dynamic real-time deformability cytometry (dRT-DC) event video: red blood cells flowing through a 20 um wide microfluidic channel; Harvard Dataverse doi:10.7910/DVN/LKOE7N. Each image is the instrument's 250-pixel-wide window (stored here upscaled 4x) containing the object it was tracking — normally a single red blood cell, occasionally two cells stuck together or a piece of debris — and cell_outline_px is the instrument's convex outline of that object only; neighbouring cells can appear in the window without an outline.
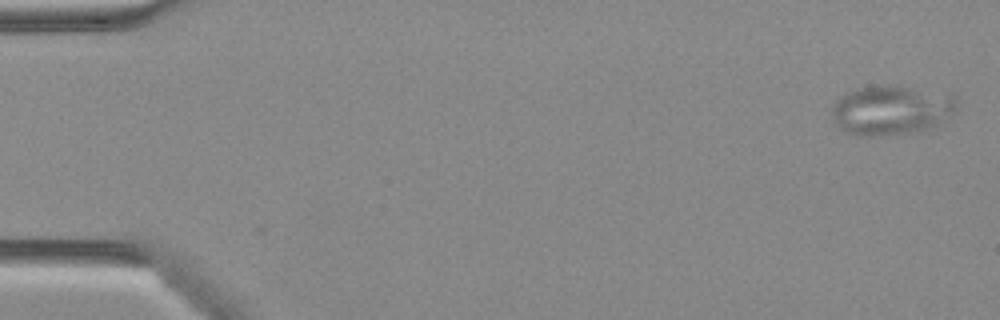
{"species": "Egyptian fruit bat (a non-hibernating species)", "species_latin": "Rousettus aegyptiacus", "temperature_condition": "warm", "stored_images_in_passage": 3, "camera_frame_rate_fps": 3000, "um_per_image_px": 0.085, "animal": {"sex": "female"}, "frame": {"image": 1, "passage_image": 1, "time_ms": 0.0, "image_size_px": [1000, 320], "cell_outline_px": [[956, 108], [944, 124], [920, 132], [872, 136], [868, 136], [844, 132], [836, 124], [832, 116], [832, 108], [836, 100], [848, 92], [856, 88], [884, 84], [900, 84], [956, 96]], "centroid_in_image_um": [75.8, 9.35], "position_along_channel_um": 9.2, "area_um2": 36.7}}